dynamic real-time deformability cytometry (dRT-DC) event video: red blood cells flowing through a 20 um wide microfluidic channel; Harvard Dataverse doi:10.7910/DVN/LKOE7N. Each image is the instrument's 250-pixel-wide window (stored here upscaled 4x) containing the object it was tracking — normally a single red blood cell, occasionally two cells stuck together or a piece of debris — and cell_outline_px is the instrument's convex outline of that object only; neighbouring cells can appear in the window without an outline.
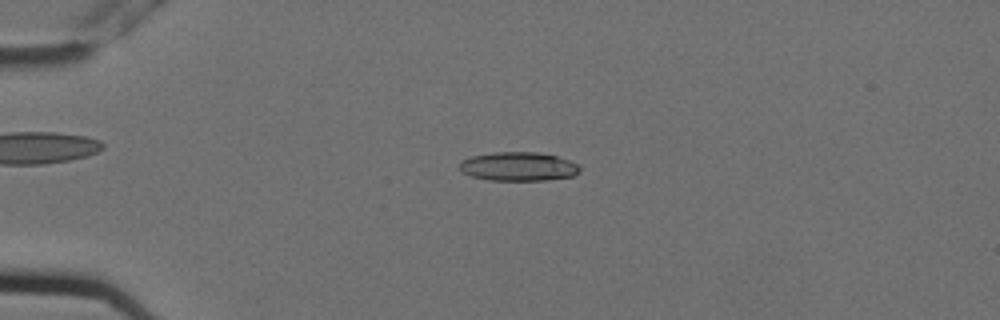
{"species": "Egyptian fruit bat (a non-hibernating species)", "species_latin": "Rousettus aegyptiacus", "temperature_condition": "cold", "stored_images_in_passage": 5, "camera_frame_rate_fps": 3000, "um_per_image_px": 0.085, "animal": {"sex": "female"}, "frame": {"image": 1, "passage_image": 2, "time_ms": 0.333, "image_size_px": [1000, 320], "cell_outline_px": [[580, 172], [572, 176], [544, 180], [488, 180], [472, 176], [464, 172], [460, 168], [460, 164], [464, 160], [472, 156], [492, 152], [536, 152], [556, 156], [568, 160], [576, 164], [580, 168]], "centroid_in_image_um": [44.07, 14.15], "position_along_channel_um": 40.9, "area_um2": 19.94}}
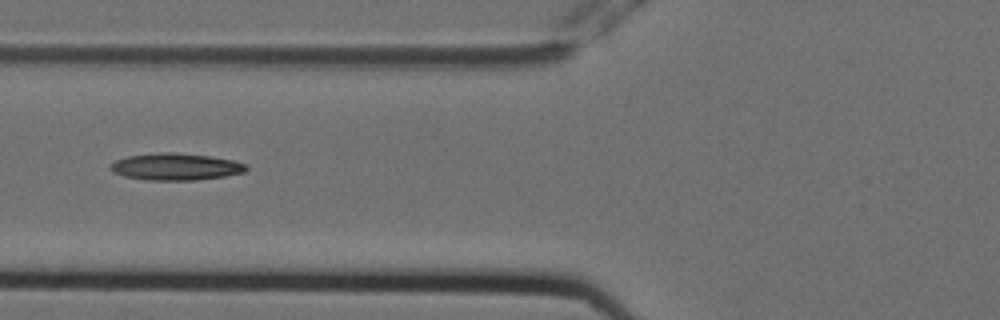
{"frame": {"image": 2, "passage_image": 4, "time_ms": 1.0, "image_size_px": [1000, 320], "cell_outline_px": [[248, 168], [244, 172], [224, 176], [196, 180], [148, 180], [124, 176], [112, 172], [108, 168], [116, 160], [128, 156], [160, 152], [172, 152], [212, 156], [232, 160], [248, 164]], "centroid_in_image_um": [14.94, 14.17], "position_along_channel_um": 110.9, "area_um2": 21.33}}
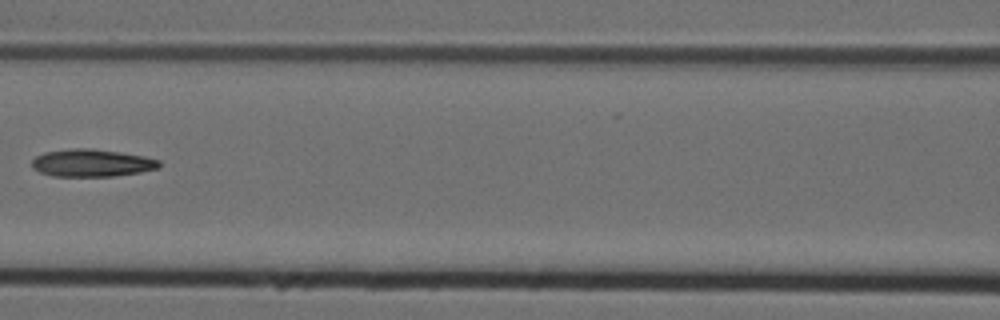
{"frame": {"image": 3, "passage_image": 5, "time_ms": 1.333, "image_size_px": [1000, 320], "cell_outline_px": [[160, 168], [140, 172], [112, 176], [52, 176], [40, 172], [32, 168], [32, 160], [36, 156], [44, 152], [72, 148], [88, 148], [120, 152], [144, 156], [160, 160]], "centroid_in_image_um": [7.8, 13.85], "position_along_channel_um": 158.8, "area_um2": 20.4}}